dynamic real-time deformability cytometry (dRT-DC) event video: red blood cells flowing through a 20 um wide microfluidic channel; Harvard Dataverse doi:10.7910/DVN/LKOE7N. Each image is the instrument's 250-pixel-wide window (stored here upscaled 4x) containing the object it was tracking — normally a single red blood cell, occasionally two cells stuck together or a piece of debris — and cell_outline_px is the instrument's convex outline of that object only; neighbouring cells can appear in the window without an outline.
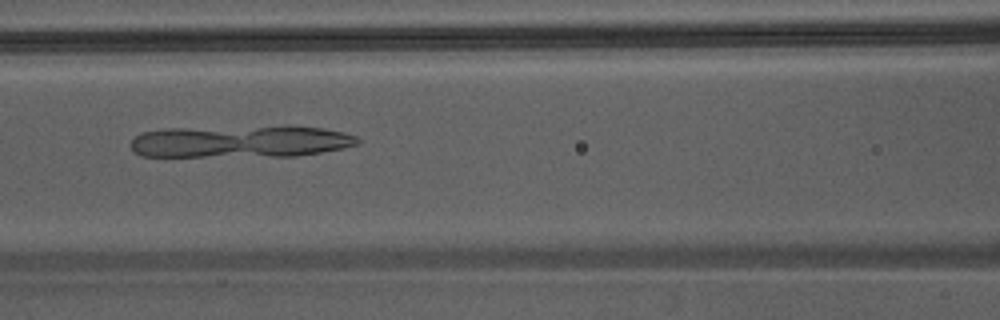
{"species": "Egyptian fruit bat (a non-hibernating species)", "species_latin": "Rousettus aegyptiacus", "temperature_condition": "warm", "stored_images_in_passage": 31, "camera_frame_rate_fps": 3000, "um_per_image_px": 0.085, "animal": {"sex": "male"}, "frame": {"image": 1, "passage_image": 18, "time_ms": 5.667, "image_size_px": [1000, 320], "cell_outline_px": [[360, 144], [344, 148], [296, 156], [140, 156], [132, 152], [128, 144], [140, 132], [168, 128], [288, 124], [324, 128], [344, 132], [356, 136], [360, 140]], "centroid_in_image_um": [20.45, 11.99], "position_along_channel_um": 146.1, "area_um2": 43.93}}